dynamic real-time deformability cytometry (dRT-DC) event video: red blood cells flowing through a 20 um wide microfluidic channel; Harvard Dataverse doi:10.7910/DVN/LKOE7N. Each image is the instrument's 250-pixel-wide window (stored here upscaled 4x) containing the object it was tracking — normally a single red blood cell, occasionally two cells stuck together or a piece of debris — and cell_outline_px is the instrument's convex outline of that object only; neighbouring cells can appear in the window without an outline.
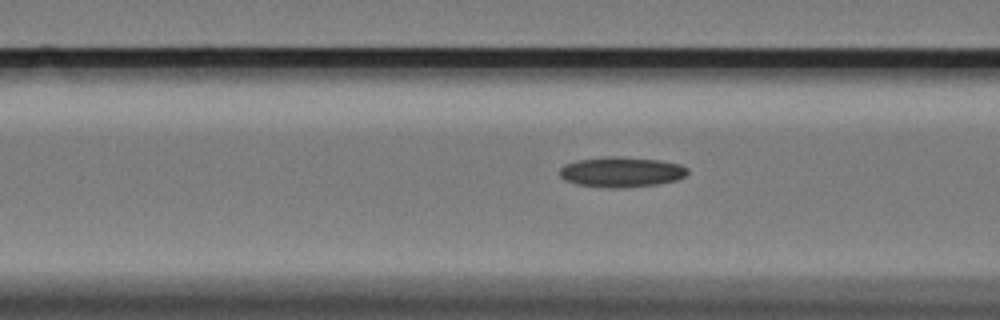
{"species": "Egyptian fruit bat (a non-hibernating species)", "species_latin": "Rousettus aegyptiacus", "temperature_condition": "cold", "stored_images_in_passage": 7, "camera_frame_rate_fps": 3000, "um_per_image_px": 0.085, "animal": {"sex": "female"}, "frame": {"image": 1, "passage_image": 5, "time_ms": 1.333, "image_size_px": [1000, 320], "cell_outline_px": [[688, 172], [684, 176], [676, 180], [656, 184], [620, 188], [608, 188], [576, 184], [564, 180], [560, 176], [560, 168], [564, 164], [576, 160], [608, 156], [620, 156], [660, 160], [680, 164], [688, 168]], "centroid_in_image_um": [52.79, 14.61], "position_along_channel_um": 113.8, "area_um2": 22.66}}